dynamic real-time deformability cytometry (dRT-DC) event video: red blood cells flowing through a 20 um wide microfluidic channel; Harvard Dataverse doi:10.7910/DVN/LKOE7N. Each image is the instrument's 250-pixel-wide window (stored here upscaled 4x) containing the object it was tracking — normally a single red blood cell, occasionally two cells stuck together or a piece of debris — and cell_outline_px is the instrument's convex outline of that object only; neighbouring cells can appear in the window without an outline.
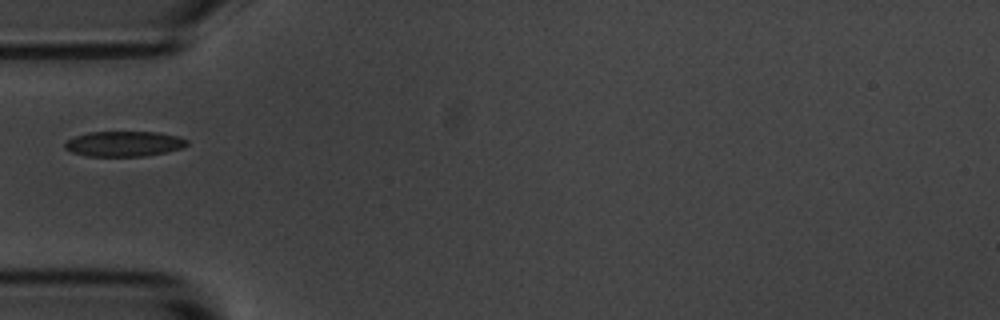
{"species": "common noctule bat (a hibernating species)", "species_latin": "Nyctalus noctula", "temperature_condition": "room temperature", "stored_images_in_passage": 5, "camera_frame_rate_fps": 3000, "um_per_image_px": 0.085, "animal": {"sex": "male", "body_mass_g": 20.1, "forearm_length_mm": 53.5}, "frame": {"image": 1, "passage_image": 5, "time_ms": 4.667, "image_size_px": [1000, 320], "cell_outline_px": [[188, 144], [180, 148], [164, 152], [144, 156], [88, 156], [72, 152], [64, 148], [64, 144], [68, 140], [76, 136], [88, 132], [160, 132], [176, 136], [188, 140]], "centroid_in_image_um": [10.52, 12.22], "position_along_channel_um": 74.5, "area_um2": 17.8}}